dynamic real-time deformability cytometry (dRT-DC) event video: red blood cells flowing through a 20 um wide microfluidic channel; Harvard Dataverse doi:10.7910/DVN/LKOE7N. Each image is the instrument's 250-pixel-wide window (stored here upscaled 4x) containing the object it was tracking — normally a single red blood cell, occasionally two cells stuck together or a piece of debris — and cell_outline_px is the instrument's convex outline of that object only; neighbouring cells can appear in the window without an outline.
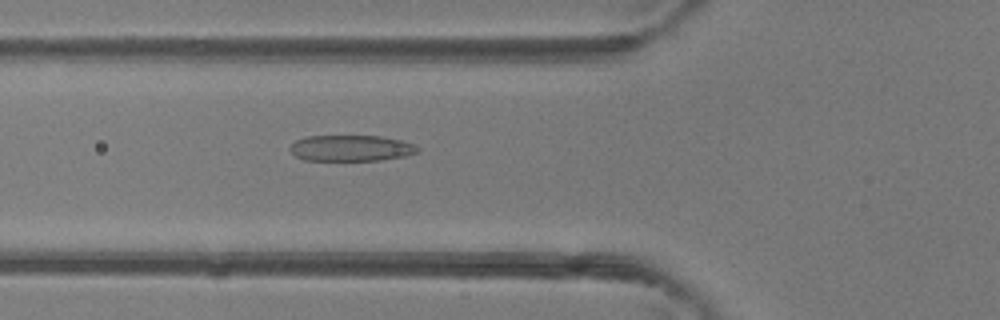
{"species": "common noctule bat (a hibernating species)", "species_latin": "Nyctalus noctula", "temperature_condition": "room temperature", "stored_images_in_passage": 47, "camera_frame_rate_fps": 3000, "um_per_image_px": 0.085, "animal": {"sex": "female"}, "frame": {"image": 1, "passage_image": 17, "time_ms": 5.333, "image_size_px": [1000, 320], "cell_outline_px": [[420, 148], [416, 152], [404, 156], [380, 160], [304, 160], [296, 156], [288, 148], [296, 140], [308, 136], [380, 136], [400, 140], [416, 144]], "centroid_in_image_um": [29.84, 12.59], "position_along_channel_um": 96.0, "area_um2": 19.25}}
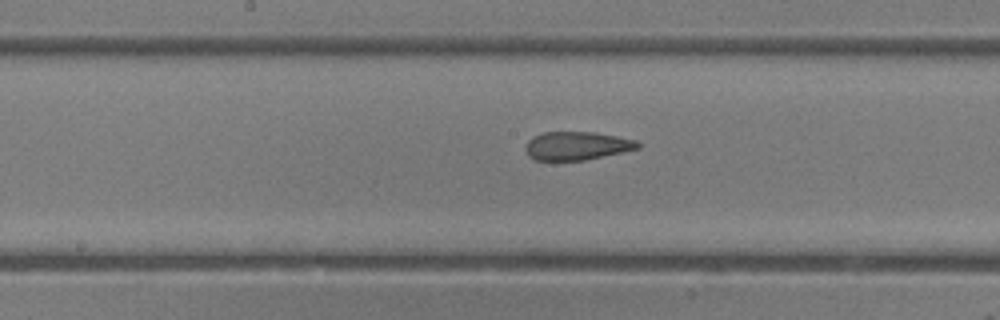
{"frame": {"image": 2, "passage_image": 24, "time_ms": 7.667, "image_size_px": [1000, 320], "cell_outline_px": [[640, 148], [584, 160], [532, 160], [528, 156], [524, 148], [528, 140], [532, 136], [544, 132], [596, 132], [636, 140], [640, 144]], "centroid_in_image_um": [48.99, 12.39], "position_along_channel_um": 199.2, "area_um2": 18.61}}
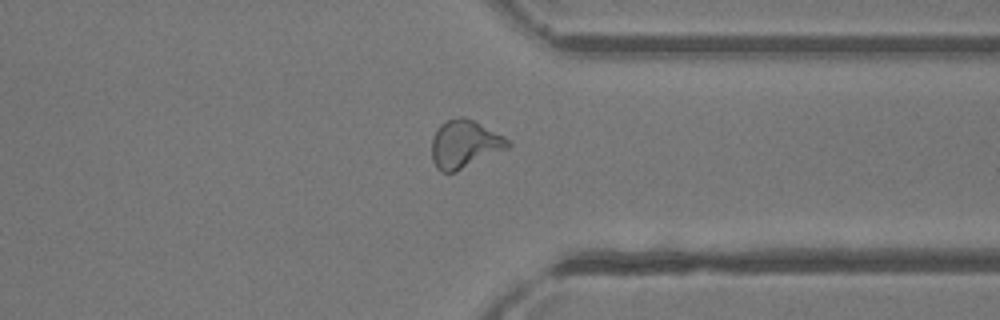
{"frame": {"image": 3, "passage_image": 36, "time_ms": 11.667, "image_size_px": [1000, 320], "cell_outline_px": [[512, 144], [508, 148], [456, 172], [440, 172], [436, 168], [432, 160], [432, 136], [440, 124], [448, 120], [460, 116], [464, 116], [504, 136]], "centroid_in_image_um": [39.47, 12.26], "position_along_channel_um": 371.9, "area_um2": 21.21}, "authors_computed_cell_mechanics": {"area_um2": 20.9814, "velocity_mm_per_s": 4.391, "shape_relaxation_time_tau1_ms": 10.2086, "shape_relaxation_time_tau2_ms": 1.0914, "deformation_change_tau1": 0.2917, "deformation_change_tau2": 0.0907}}